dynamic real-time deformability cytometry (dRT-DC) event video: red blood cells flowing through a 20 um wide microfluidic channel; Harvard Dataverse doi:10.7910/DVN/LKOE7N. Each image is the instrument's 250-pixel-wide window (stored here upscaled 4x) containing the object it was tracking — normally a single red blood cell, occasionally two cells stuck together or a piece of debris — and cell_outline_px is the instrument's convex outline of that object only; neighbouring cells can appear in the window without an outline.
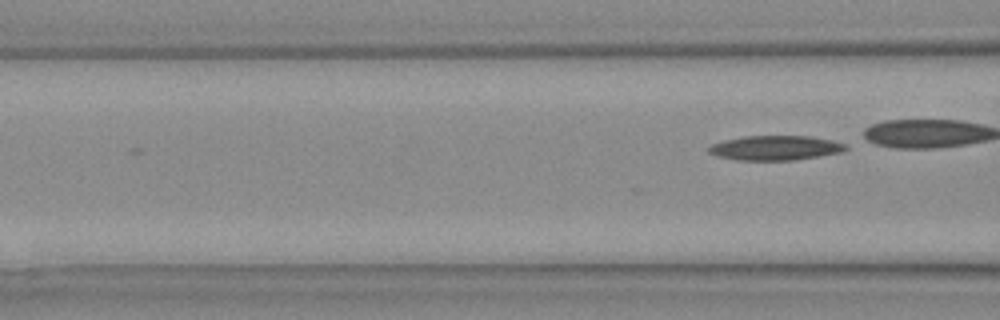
{"species": "Egyptian fruit bat (a non-hibernating species)", "species_latin": "Rousettus aegyptiacus", "temperature_condition": "warm", "stored_images_in_passage": 5, "camera_frame_rate_fps": 3000, "um_per_image_px": 0.085, "animal": {"sex": "female"}, "frame": {"image": 1, "passage_image": 5, "time_ms": 1.333, "image_size_px": [1000, 320], "cell_outline_px": [[848, 148], [840, 152], [796, 160], [736, 160], [716, 156], [708, 152], [708, 148], [712, 144], [724, 140], [744, 136], [812, 136], [832, 140], [844, 144]], "centroid_in_image_um": [65.87, 12.57], "position_along_channel_um": 100.7, "area_um2": 19.59}}